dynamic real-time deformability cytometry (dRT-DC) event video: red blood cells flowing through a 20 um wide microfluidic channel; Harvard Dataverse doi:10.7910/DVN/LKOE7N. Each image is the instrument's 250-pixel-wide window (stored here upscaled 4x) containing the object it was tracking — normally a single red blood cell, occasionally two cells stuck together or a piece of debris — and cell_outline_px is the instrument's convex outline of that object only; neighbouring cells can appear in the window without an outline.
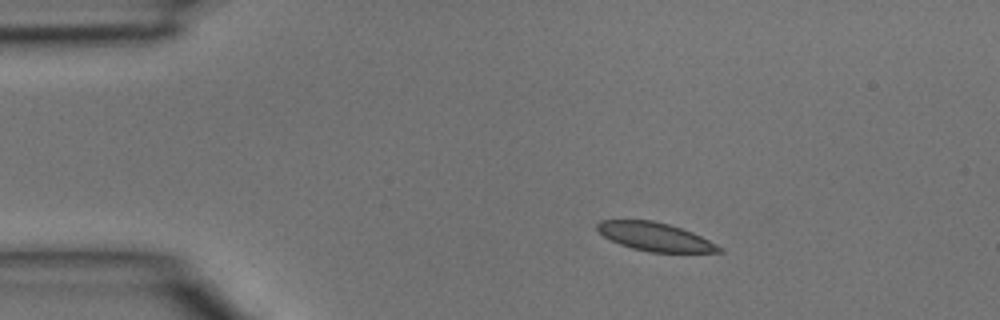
{"species": "common noctule bat (a hibernating species)", "species_latin": "Nyctalus noctula", "temperature_condition": "room temperature", "stored_images_in_passage": 3, "camera_frame_rate_fps": 3000, "um_per_image_px": 0.085, "animal": {"sex": "male", "body_mass_g": 15.6}, "frame": {"image": 1, "passage_image": 2, "time_ms": 0.333, "image_size_px": [1000, 320], "cell_outline_px": [[724, 252], [648, 252], [632, 248], [620, 244], [604, 236], [596, 228], [596, 224], [600, 220], [652, 220], [668, 224], [692, 232], [724, 248]], "centroid_in_image_um": [55.68, 20.12], "position_along_channel_um": 29.3, "area_um2": 20.0}}